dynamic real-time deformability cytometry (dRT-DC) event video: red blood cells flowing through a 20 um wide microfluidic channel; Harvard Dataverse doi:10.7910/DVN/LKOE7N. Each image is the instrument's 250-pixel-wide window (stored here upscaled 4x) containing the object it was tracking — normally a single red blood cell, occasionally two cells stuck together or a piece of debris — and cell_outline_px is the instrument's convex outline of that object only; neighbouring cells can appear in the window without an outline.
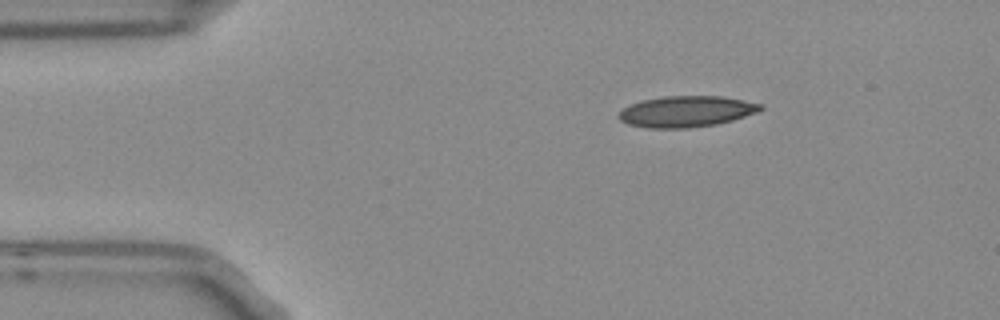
{"species": "Egyptian fruit bat (a non-hibernating species)", "species_latin": "Rousettus aegyptiacus", "temperature_condition": "room temperature", "stored_images_in_passage": 2, "camera_frame_rate_fps": 3000, "um_per_image_px": 0.085, "frame": {"image": 1, "passage_image": 1, "time_ms": 0.0, "image_size_px": [1000, 320], "cell_outline_px": [[764, 108], [756, 112], [732, 120], [716, 124], [688, 128], [648, 128], [628, 124], [620, 120], [616, 116], [624, 108], [632, 104], [644, 100], [664, 96], [724, 96], [764, 104]], "centroid_in_image_um": [58.35, 9.47], "position_along_channel_um": 26.6, "area_um2": 25.61}}